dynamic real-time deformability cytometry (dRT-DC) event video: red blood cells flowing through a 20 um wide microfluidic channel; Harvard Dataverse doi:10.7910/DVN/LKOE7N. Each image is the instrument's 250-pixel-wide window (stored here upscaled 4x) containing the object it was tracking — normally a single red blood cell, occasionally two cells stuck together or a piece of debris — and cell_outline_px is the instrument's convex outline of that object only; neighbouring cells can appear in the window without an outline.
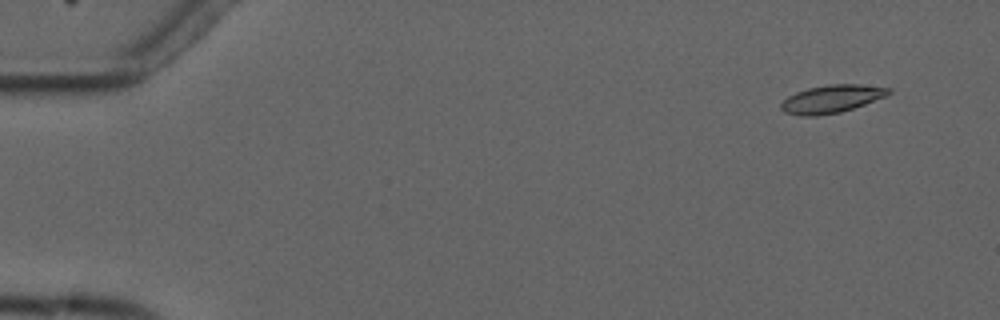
{"species": "common noctule bat (a hibernating species)", "species_latin": "Nyctalus noctula", "temperature_condition": "cold", "stored_images_in_passage": 3, "camera_frame_rate_fps": 3000, "um_per_image_px": 0.085, "animal": {"sex": "male", "forearm_length_mm": 52.5}, "frame": {"image": 1, "passage_image": 2, "time_ms": 1.333, "image_size_px": [1000, 320], "cell_outline_px": [[892, 92], [884, 96], [864, 104], [840, 112], [816, 116], [800, 116], [784, 112], [780, 108], [780, 104], [788, 96], [796, 92], [808, 88], [828, 84], [860, 84], [892, 88]], "centroid_in_image_um": [70.66, 8.4], "position_along_channel_um": 14.3, "area_um2": 17.4}}